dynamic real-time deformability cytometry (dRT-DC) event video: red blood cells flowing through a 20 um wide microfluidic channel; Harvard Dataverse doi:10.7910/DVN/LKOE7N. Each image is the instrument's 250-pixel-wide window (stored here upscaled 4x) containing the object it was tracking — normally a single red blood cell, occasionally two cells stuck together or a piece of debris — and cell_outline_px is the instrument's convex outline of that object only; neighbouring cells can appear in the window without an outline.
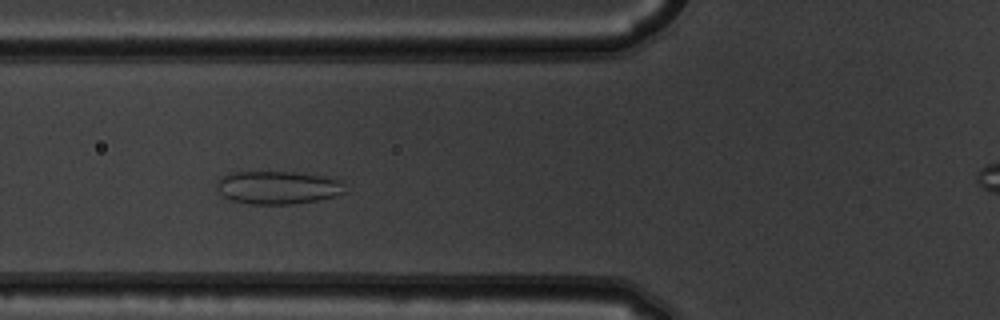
{"species": "common noctule bat (a hibernating species)", "species_latin": "Nyctalus noctula", "temperature_condition": "warm", "stored_images_in_passage": 6, "segment_of_instrument_passage": [1, 2], "camera_frame_rate_fps": 3000, "um_per_image_px": 0.085, "animal": {"sex": "male", "body_mass_g": 19.5, "forearm_length_mm": 54.6}, "frame": {"image": 1, "passage_image": 4, "time_ms": 1.0, "image_size_px": [1000, 320], "cell_outline_px": [[348, 192], [336, 196], [316, 200], [292, 204], [248, 204], [232, 200], [224, 196], [216, 188], [216, 184], [220, 176], [228, 172], [292, 172], [324, 176], [344, 180]], "centroid_in_image_um": [23.66, 15.93], "position_along_channel_um": 102.1, "area_um2": 25.09}}